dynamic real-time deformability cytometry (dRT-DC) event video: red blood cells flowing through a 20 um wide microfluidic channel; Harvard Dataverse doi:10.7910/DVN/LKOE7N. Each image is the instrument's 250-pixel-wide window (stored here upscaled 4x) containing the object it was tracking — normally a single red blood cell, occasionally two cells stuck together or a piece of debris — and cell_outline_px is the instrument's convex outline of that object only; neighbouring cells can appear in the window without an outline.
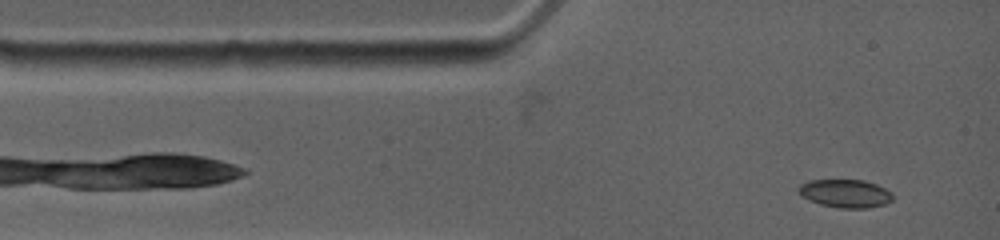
{"species": "common noctule bat (a hibernating species)", "species_latin": "Nyctalus noctula", "temperature_condition": "warm", "stored_images_in_passage": 13, "camera_frame_rate_fps": 4500, "um_per_image_px": 0.085, "animal": {"sex": "female", "body_mass_g": 19.0, "forearm_length_mm": 53.3}, "frame": {"image": 1, "passage_image": 2, "time_ms": 0.444, "image_size_px": [1000, 240], "cell_outline_px": [[892, 200], [884, 204], [868, 208], [840, 208], [820, 204], [808, 200], [800, 196], [796, 188], [800, 184], [808, 180], [864, 180], [876, 184], [892, 192]], "centroid_in_image_um": [71.8, 16.44], "position_along_channel_um": 13.2, "area_um2": 15.61}}
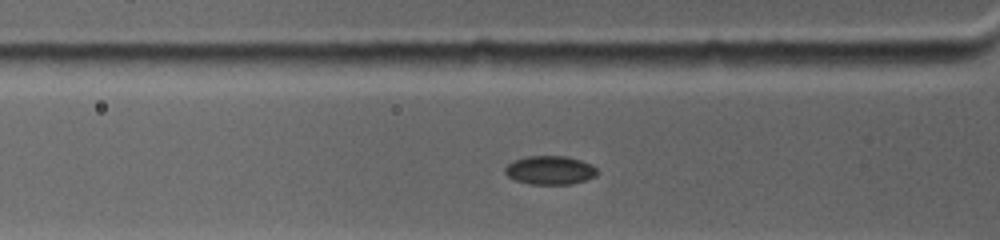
{"frame": {"image": 2, "passage_image": 7, "time_ms": 2.889, "image_size_px": [1000, 240], "cell_outline_px": [[596, 176], [572, 184], [528, 184], [516, 180], [508, 176], [504, 172], [504, 168], [512, 160], [528, 156], [564, 156], [580, 160], [592, 164], [596, 168]], "centroid_in_image_um": [46.72, 14.46], "position_along_channel_um": 79.1, "area_um2": 15.37}}
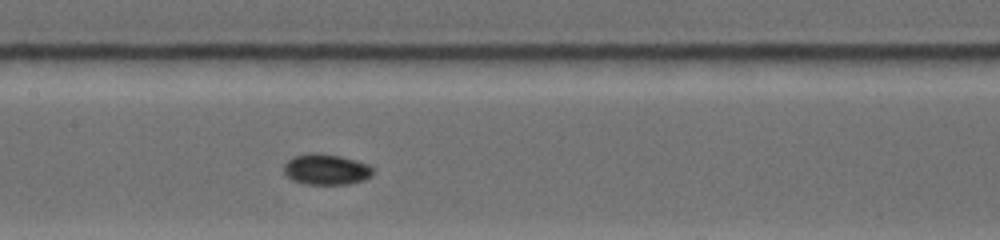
{"frame": {"image": 3, "passage_image": 13, "time_ms": 5.556, "image_size_px": [1000, 240], "cell_outline_px": [[376, 172], [372, 176], [364, 180], [348, 184], [308, 184], [292, 180], [284, 172], [284, 164], [292, 156], [308, 152], [320, 152], [340, 156], [356, 160], [368, 164]], "centroid_in_image_um": [27.74, 14.38], "position_along_channel_um": 179.7, "area_um2": 16.24}}